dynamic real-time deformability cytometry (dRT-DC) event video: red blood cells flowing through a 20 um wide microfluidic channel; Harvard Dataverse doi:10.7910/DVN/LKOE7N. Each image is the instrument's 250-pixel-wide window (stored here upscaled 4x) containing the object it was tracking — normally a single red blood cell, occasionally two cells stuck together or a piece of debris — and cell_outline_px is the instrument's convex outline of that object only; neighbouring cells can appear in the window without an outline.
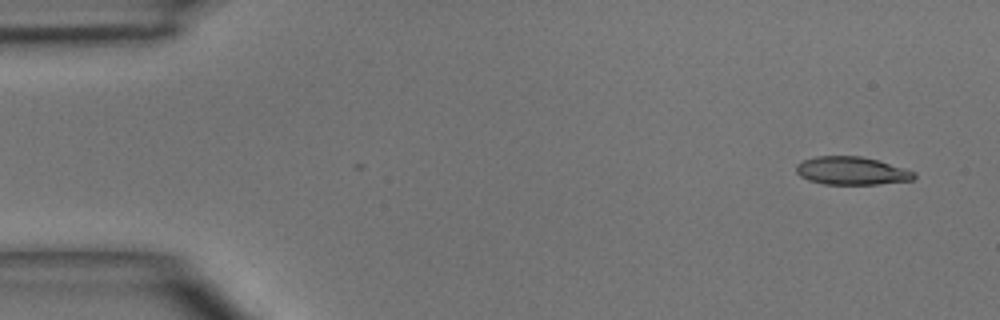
{"species": "common noctule bat (a hibernating species)", "species_latin": "Nyctalus noctula", "temperature_condition": "room temperature", "stored_images_in_passage": 4, "camera_frame_rate_fps": 3000, "um_per_image_px": 0.085, "animal": {"sex": "male", "body_mass_g": 15.6}, "frame": {"image": 1, "passage_image": 1, "time_ms": 0.0, "image_size_px": [1000, 320], "cell_outline_px": [[916, 176], [912, 180], [876, 184], [824, 184], [808, 180], [800, 176], [796, 172], [796, 164], [804, 160], [816, 156], [860, 156], [876, 160], [916, 172]], "centroid_in_image_um": [72.36, 14.52], "position_along_channel_um": 12.6, "area_um2": 19.07}}
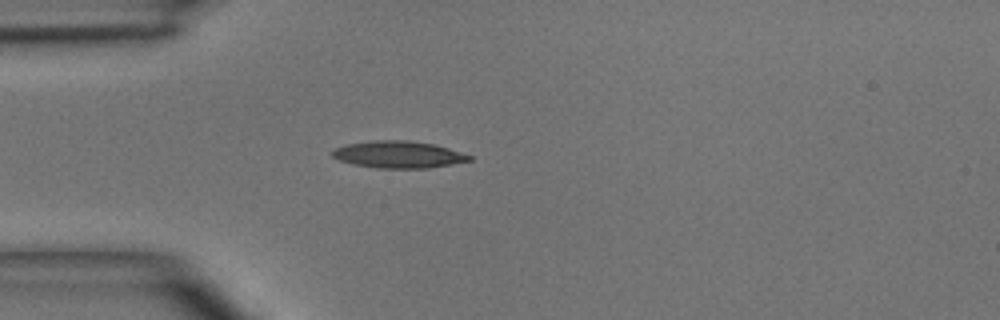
{"frame": {"image": 2, "passage_image": 4, "time_ms": 3.333, "image_size_px": [1000, 320], "cell_outline_px": [[472, 160], [428, 168], [376, 168], [352, 164], [340, 160], [332, 156], [332, 148], [344, 144], [372, 140], [408, 140], [432, 144], [448, 148], [472, 156]], "centroid_in_image_um": [33.8, 13.13], "position_along_channel_um": 51.2, "area_um2": 21.56}}